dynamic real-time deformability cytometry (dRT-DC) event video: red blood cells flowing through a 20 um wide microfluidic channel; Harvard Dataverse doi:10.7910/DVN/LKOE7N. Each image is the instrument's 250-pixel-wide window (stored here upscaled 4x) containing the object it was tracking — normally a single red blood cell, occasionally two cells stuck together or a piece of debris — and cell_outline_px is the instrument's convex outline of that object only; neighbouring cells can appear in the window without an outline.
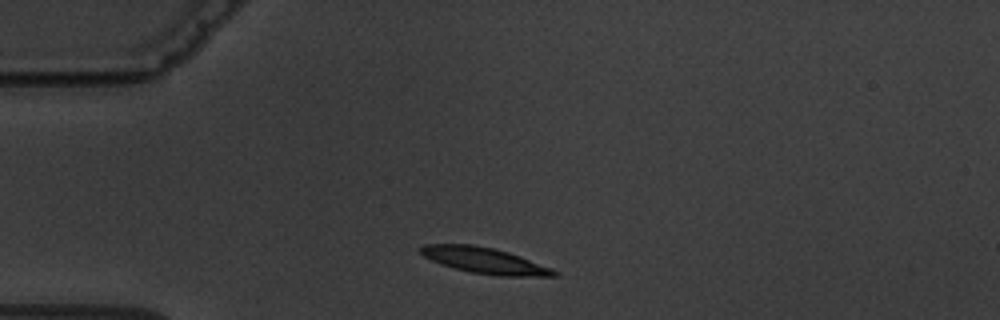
{"species": "common noctule bat (a hibernating species)", "species_latin": "Nyctalus noctula", "temperature_condition": "warm", "stored_images_in_passage": 2, "camera_frame_rate_fps": 3000, "um_per_image_px": 0.085, "animal": {"sex": "male", "body_mass_g": 19.5, "forearm_length_mm": 54.6}, "frame": {"image": 1, "passage_image": 1, "time_ms": 0.0, "image_size_px": [1000, 320], "cell_outline_px": [[560, 272], [556, 276], [500, 276], [472, 272], [452, 268], [440, 264], [424, 256], [420, 252], [420, 248], [424, 244], [472, 244], [492, 248], [508, 252], [520, 256], [552, 268]], "centroid_in_image_um": [41.2, 22.14], "position_along_channel_um": 43.8, "area_um2": 20.11}}